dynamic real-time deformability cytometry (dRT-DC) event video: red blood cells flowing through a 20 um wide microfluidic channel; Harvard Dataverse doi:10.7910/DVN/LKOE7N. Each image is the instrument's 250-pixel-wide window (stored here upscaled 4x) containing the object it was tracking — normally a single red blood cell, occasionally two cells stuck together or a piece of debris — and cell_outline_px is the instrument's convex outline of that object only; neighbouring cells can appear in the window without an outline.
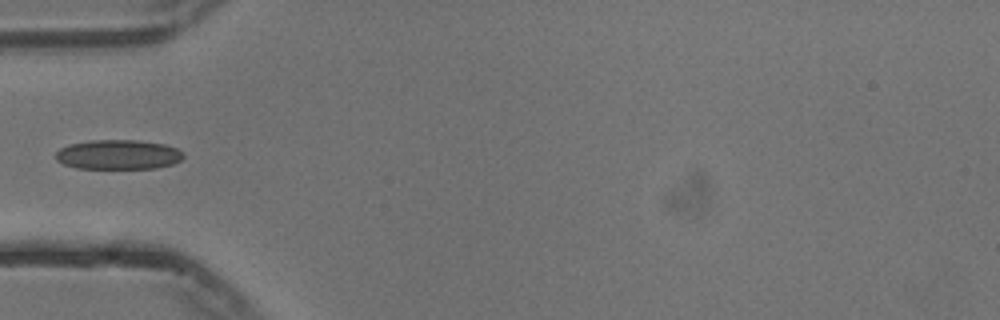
{"species": "common noctule bat (a hibernating species)", "species_latin": "Nyctalus noctula", "temperature_condition": "cold", "stored_images_in_passage": 38, "camera_frame_rate_fps": 3000, "um_per_image_px": 0.085, "animal": {"sex": "male", "body_mass_g": 13.3}, "frame": {"image": 1, "passage_image": 1, "time_ms": 0.0, "image_size_px": [1000, 320], "cell_outline_px": [[184, 156], [180, 160], [172, 164], [156, 168], [76, 168], [64, 164], [56, 160], [56, 152], [60, 148], [68, 144], [92, 140], [136, 140], [164, 144], [176, 148], [184, 152]], "centroid_in_image_um": [10.04, 13.13], "position_along_channel_um": 75.0, "area_um2": 22.02}}
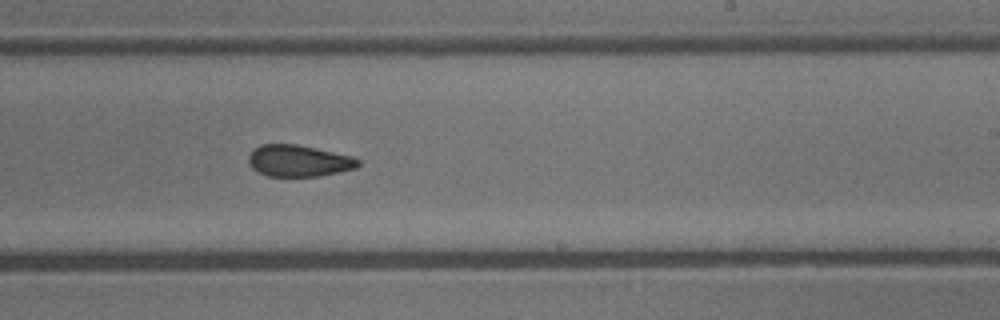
{"frame": {"image": 2, "passage_image": 16, "time_ms": 5.0, "image_size_px": [1000, 320], "cell_outline_px": [[360, 164], [356, 168], [316, 176], [268, 176], [252, 168], [248, 160], [248, 156], [252, 148], [260, 144], [296, 144], [352, 156], [360, 160]], "centroid_in_image_um": [25.35, 13.65], "position_along_channel_um": 263.6, "area_um2": 20.06}}
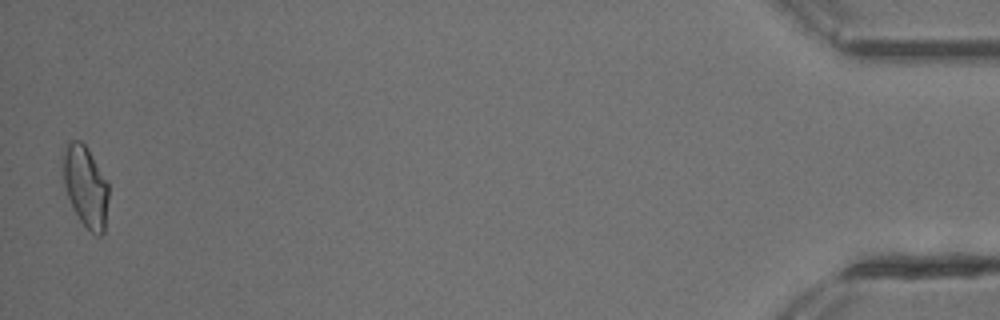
{"frame": {"image": 3, "passage_image": 37, "time_ms": 12.0, "image_size_px": [1000, 320], "cell_outline_px": [[108, 196], [104, 232], [100, 236], [96, 236], [80, 220], [72, 208], [64, 184], [64, 156], [68, 140], [80, 140], [88, 148], [108, 184]], "centroid_in_image_um": [7.28, 15.86], "position_along_channel_um": 427.9, "area_um2": 21.1}}